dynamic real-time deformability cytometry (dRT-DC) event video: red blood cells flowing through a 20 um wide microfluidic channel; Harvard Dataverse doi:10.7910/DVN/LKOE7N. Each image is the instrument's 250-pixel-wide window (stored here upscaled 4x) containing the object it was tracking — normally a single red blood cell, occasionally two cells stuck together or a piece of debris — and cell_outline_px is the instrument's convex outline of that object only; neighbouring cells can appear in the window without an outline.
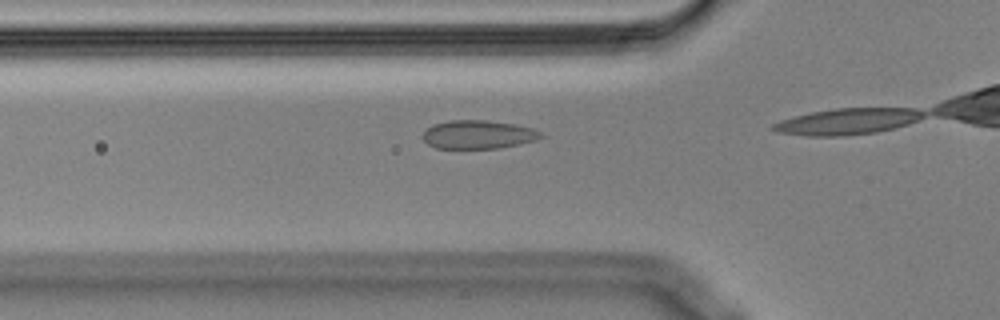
{"species": "Egyptian fruit bat (a non-hibernating species)", "species_latin": "Rousettus aegyptiacus", "temperature_condition": "cold", "stored_images_in_passage": 6, "camera_frame_rate_fps": 3000, "um_per_image_px": 0.085, "animal": {"sex": "male"}, "frame": {"image": 1, "passage_image": 4, "time_ms": 1.0, "image_size_px": [1000, 320], "cell_outline_px": [[544, 136], [536, 140], [520, 144], [500, 148], [436, 148], [428, 144], [424, 140], [424, 132], [432, 124], [452, 120], [488, 120], [516, 124], [532, 128], [540, 132]], "centroid_in_image_um": [40.67, 11.43], "position_along_channel_um": 85.1, "area_um2": 19.59}}